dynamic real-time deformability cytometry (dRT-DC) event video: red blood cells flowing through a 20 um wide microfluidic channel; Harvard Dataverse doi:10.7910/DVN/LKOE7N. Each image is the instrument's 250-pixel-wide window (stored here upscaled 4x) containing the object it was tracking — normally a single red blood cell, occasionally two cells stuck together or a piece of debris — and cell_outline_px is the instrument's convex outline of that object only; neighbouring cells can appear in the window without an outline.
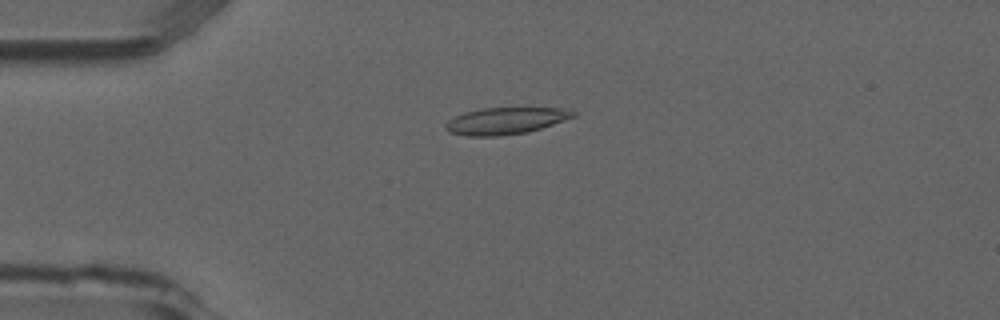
{"species": "common noctule bat (a hibernating species)", "species_latin": "Nyctalus noctula", "temperature_condition": "room temperature", "stored_images_in_passage": 5, "camera_frame_rate_fps": 3000, "um_per_image_px": 0.085, "animal": {"sex": "male", "forearm_length_mm": 52.5}, "frame": {"image": 1, "passage_image": 3, "time_ms": 0.667, "image_size_px": [1000, 320], "cell_outline_px": [[576, 116], [528, 132], [500, 136], [464, 136], [448, 132], [444, 128], [444, 124], [448, 120], [464, 112], [484, 108], [568, 108], [576, 112]], "centroid_in_image_um": [42.95, 10.27], "position_along_channel_um": 42.1, "area_um2": 20.0}}